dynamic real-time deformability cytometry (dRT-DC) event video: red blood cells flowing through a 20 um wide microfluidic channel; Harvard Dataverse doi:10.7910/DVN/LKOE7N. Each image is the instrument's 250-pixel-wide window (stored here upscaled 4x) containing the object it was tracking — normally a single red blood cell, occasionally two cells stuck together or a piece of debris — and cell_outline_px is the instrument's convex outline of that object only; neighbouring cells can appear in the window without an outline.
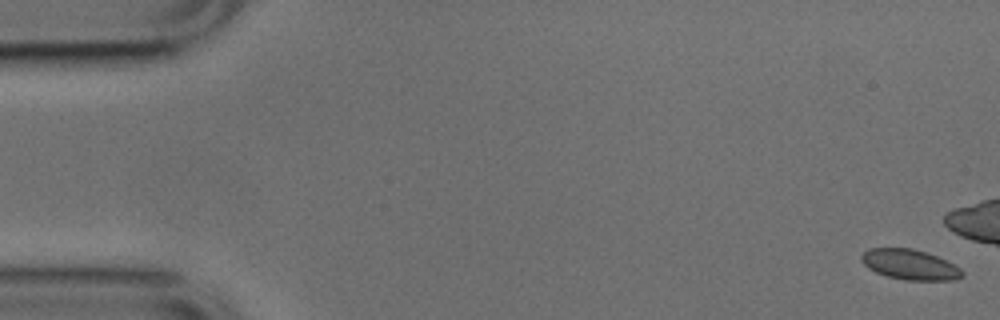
{"species": "common noctule bat (a hibernating species)", "species_latin": "Nyctalus noctula", "temperature_condition": "cold", "stored_images_in_passage": 16, "camera_frame_rate_fps": 3000, "um_per_image_px": 0.085, "animal": {"sex": "male", "body_mass_g": 17.9, "forearm_length_mm": 54.2}, "frame": {"image": 1, "passage_image": 1, "time_ms": 0.0, "image_size_px": [1000, 320], "cell_outline_px": [[964, 276], [956, 280], [904, 280], [888, 276], [876, 272], [868, 268], [860, 260], [860, 256], [868, 248], [912, 248], [936, 256], [960, 268], [964, 272]], "centroid_in_image_um": [77.33, 22.49], "position_along_channel_um": 7.7, "area_um2": 17.69}}